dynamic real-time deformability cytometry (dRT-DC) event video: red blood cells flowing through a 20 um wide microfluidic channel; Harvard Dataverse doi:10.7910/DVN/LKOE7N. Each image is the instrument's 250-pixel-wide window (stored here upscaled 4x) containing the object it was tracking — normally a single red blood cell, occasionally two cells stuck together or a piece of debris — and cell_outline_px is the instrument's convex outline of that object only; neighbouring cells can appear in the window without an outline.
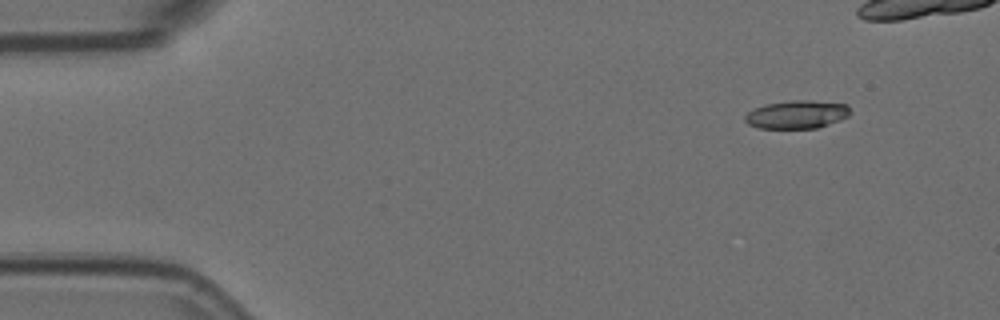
{"species": "Egyptian fruit bat (a non-hibernating species)", "species_latin": "Rousettus aegyptiacus", "temperature_condition": "room temperature", "stored_images_in_passage": 5, "camera_frame_rate_fps": 3000, "um_per_image_px": 0.085, "animal": {"sex": "female"}, "frame": {"image": 1, "passage_image": 1, "time_ms": 0.0, "image_size_px": [1000, 320], "cell_outline_px": [[848, 116], [840, 120], [816, 128], [756, 128], [748, 124], [744, 120], [744, 116], [748, 112], [764, 104], [792, 100], [808, 100], [848, 104]], "centroid_in_image_um": [67.69, 9.73], "position_along_channel_um": 17.3, "area_um2": 17.17}}